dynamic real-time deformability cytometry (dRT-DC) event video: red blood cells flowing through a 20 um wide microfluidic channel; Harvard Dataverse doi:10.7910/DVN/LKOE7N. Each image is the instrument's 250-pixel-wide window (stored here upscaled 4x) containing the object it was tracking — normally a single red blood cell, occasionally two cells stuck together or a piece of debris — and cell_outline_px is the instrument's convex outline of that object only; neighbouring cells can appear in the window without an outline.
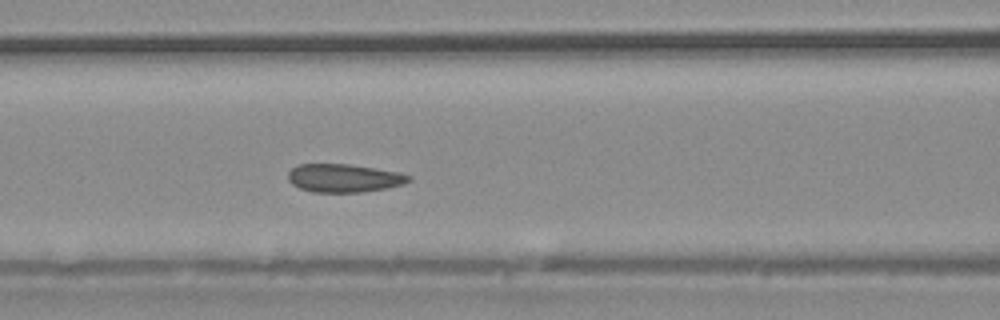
{"species": "common noctule bat (a hibernating species)", "species_latin": "Nyctalus noctula", "temperature_condition": "warm", "stored_images_in_passage": 35, "camera_frame_rate_fps": 3000, "um_per_image_px": 0.085, "animal": {"sex": "male", "body_mass_g": 20.4}, "frame": {"image": 1, "passage_image": 11, "time_ms": 3.333, "image_size_px": [1000, 320], "cell_outline_px": [[412, 180], [404, 184], [388, 188], [360, 192], [312, 192], [300, 188], [292, 184], [288, 180], [288, 172], [296, 164], [348, 164], [400, 172], [412, 176]], "centroid_in_image_um": [29.25, 15.13], "position_along_channel_um": 137.4, "area_um2": 20.0}}
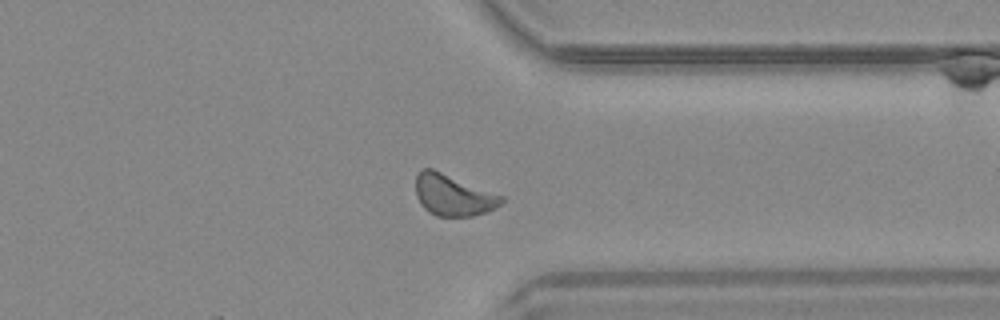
{"frame": {"image": 2, "passage_image": 25, "time_ms": 8.0, "image_size_px": [1000, 320], "cell_outline_px": [[504, 200], [496, 208], [488, 212], [472, 216], [436, 216], [428, 212], [420, 204], [416, 196], [416, 176], [424, 168], [432, 168], [504, 196]], "centroid_in_image_um": [38.52, 16.6], "position_along_channel_um": 372.9, "area_um2": 20.69}}